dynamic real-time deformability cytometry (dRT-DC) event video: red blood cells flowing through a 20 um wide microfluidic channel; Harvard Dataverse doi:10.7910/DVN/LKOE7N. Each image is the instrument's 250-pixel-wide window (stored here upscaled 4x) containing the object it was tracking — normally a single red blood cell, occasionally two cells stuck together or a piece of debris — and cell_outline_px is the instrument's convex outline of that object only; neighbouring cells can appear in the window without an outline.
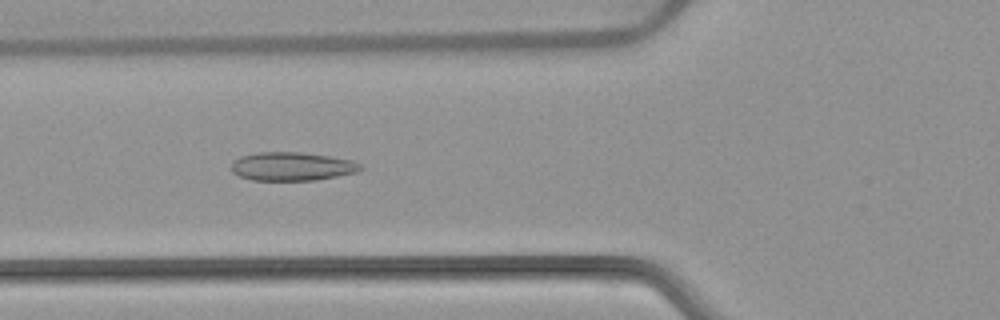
{"species": "common noctule bat (a hibernating species)", "species_latin": "Nyctalus noctula", "temperature_condition": "warm", "stored_images_in_passage": 52, "camera_frame_rate_fps": 3000, "um_per_image_px": 0.085, "animal": {"sex": "female", "body_mass_g": 22.7, "forearm_length_mm": 54.2}, "frame": {"image": 1, "passage_image": 19, "time_ms": 6.0, "image_size_px": [1000, 320], "cell_outline_px": [[364, 168], [356, 172], [316, 180], [252, 180], [240, 176], [232, 172], [232, 164], [240, 156], [260, 152], [300, 152], [332, 156], [352, 160], [360, 164]], "centroid_in_image_um": [24.84, 14.14], "position_along_channel_um": 101.0, "area_um2": 21.39}}
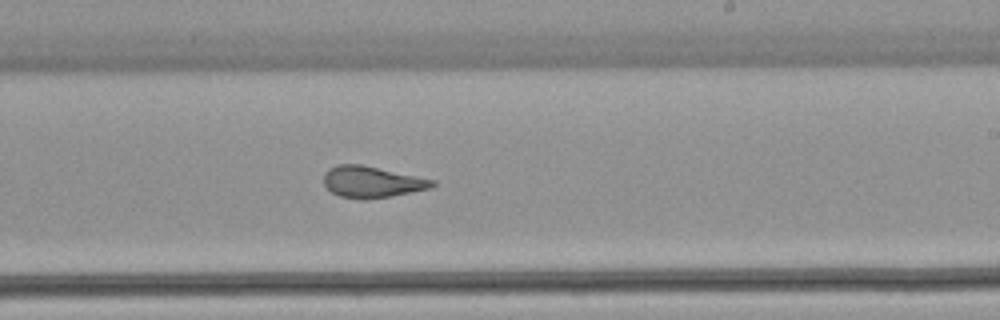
{"frame": {"image": 2, "passage_image": 31, "time_ms": 10.0, "image_size_px": [1000, 320], "cell_outline_px": [[436, 184], [432, 188], [392, 196], [364, 200], [360, 200], [340, 196], [332, 192], [324, 184], [324, 172], [328, 168], [336, 164], [360, 164], [436, 180]], "centroid_in_image_um": [31.61, 15.47], "position_along_channel_um": 257.4, "area_um2": 20.0}}
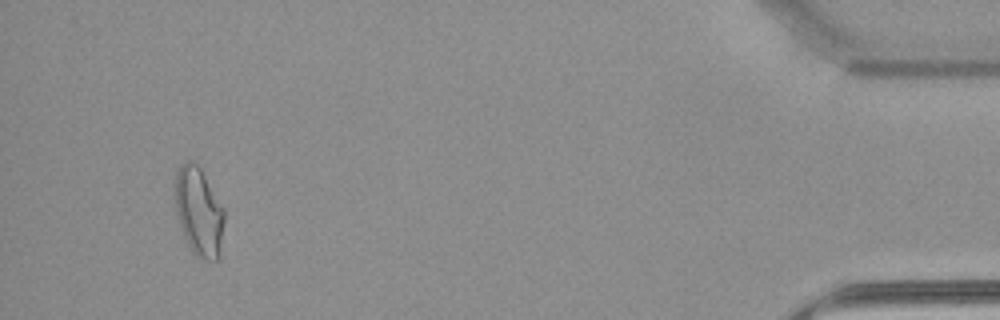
{"frame": {"image": 3, "passage_image": 49, "time_ms": 16.0, "image_size_px": [1000, 320], "cell_outline_px": [[224, 220], [220, 256], [216, 260], [204, 260], [196, 256], [192, 252], [184, 236], [176, 212], [176, 172], [180, 164], [184, 160], [192, 160], [200, 168], [224, 208]], "centroid_in_image_um": [16.92, 18.0], "position_along_channel_um": 418.3, "area_um2": 25.32}, "authors_computed_cell_mechanics": {"area_um2": 22.1663, "velocity_mm_per_s": 3.9044, "shape_relaxation_time_tau1_ms": null, "shape_relaxation_time_tau2_ms": 1.1883, "deformation_change_tau1": null, "deformation_change_tau2": 0.0776}}